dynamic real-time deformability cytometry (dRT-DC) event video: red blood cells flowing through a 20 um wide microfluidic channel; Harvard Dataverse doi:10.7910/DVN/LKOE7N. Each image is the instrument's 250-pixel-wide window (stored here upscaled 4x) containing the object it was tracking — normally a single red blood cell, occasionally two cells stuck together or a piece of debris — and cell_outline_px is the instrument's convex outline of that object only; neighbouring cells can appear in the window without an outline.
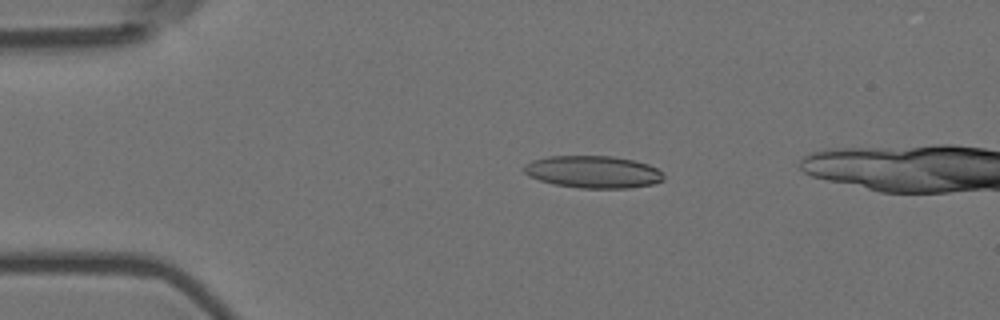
{"species": "Egyptian fruit bat (a non-hibernating species)", "species_latin": "Rousettus aegyptiacus", "temperature_condition": "room temperature", "stored_images_in_passage": 6, "camera_frame_rate_fps": 3000, "um_per_image_px": 0.085, "animal": {"sex": "female"}, "frame": {"image": 1, "passage_image": 4, "time_ms": 1.0, "image_size_px": [1000, 320], "cell_outline_px": [[664, 180], [652, 184], [628, 188], [580, 188], [552, 184], [528, 176], [524, 172], [524, 168], [532, 160], [548, 156], [612, 156], [636, 160], [648, 164], [656, 168], [664, 176]], "centroid_in_image_um": [50.42, 14.61], "position_along_channel_um": 34.6, "area_um2": 26.24}}